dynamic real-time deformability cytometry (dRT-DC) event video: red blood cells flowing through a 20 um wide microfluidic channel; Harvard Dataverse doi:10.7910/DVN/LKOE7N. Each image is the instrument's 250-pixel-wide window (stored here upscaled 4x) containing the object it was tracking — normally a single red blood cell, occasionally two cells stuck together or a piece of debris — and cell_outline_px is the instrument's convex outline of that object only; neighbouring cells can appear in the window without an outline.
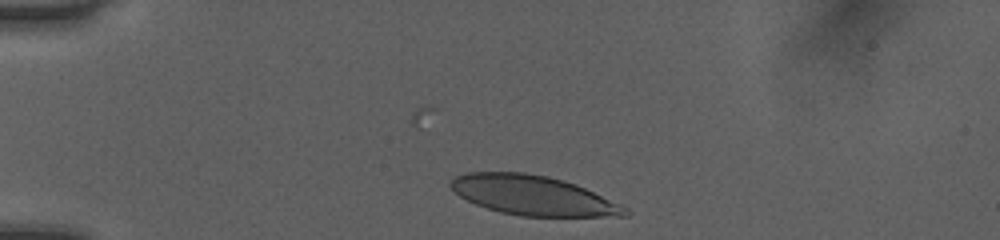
{"species": "human", "species_latin": "Homo sapiens", "temperature_condition": "room temperature", "stored_images_in_passage": 38, "camera_frame_rate_fps": 3000, "um_per_image_px": 0.085, "donor": {"sex": "female"}, "frame": {"image": 1, "passage_image": 1, "time_ms": 0.0, "image_size_px": [1000, 240], "cell_outline_px": [[632, 212], [628, 216], [520, 216], [500, 212], [476, 204], [460, 196], [448, 184], [456, 176], [468, 172], [524, 172], [548, 176], [576, 184], [620, 204], [628, 208]], "centroid_in_image_um": [45.33, 16.61], "position_along_channel_um": 39.7, "area_um2": 40.0}}
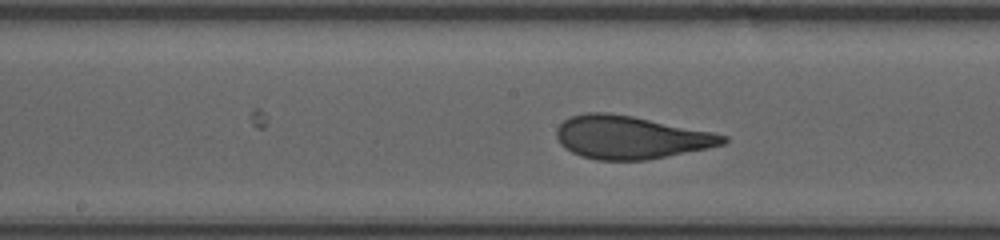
{"frame": {"image": 2, "passage_image": 16, "time_ms": 5.0, "image_size_px": [1000, 240], "cell_outline_px": [[728, 140], [724, 144], [708, 148], [644, 160], [596, 160], [580, 156], [564, 148], [560, 144], [556, 136], [556, 128], [564, 120], [572, 116], [588, 112], [608, 112], [632, 116], [712, 132], [728, 136]], "centroid_in_image_um": [53.56, 11.67], "position_along_channel_um": 194.6, "area_um2": 41.5}}
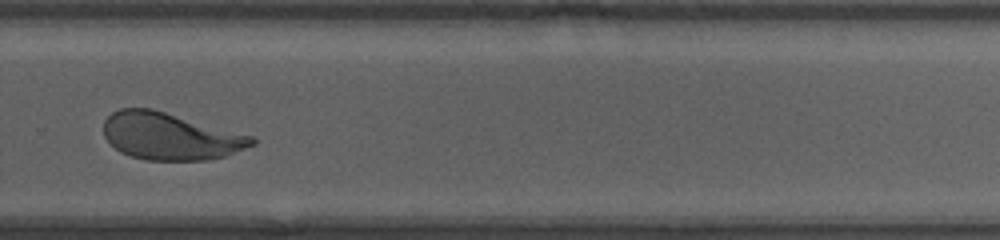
{"frame": {"image": 3, "passage_image": 25, "time_ms": 8.0, "image_size_px": [1000, 240], "cell_outline_px": [[256, 144], [224, 156], [204, 160], [144, 160], [120, 152], [104, 136], [104, 120], [112, 112], [120, 108], [152, 108], [256, 136]], "centroid_in_image_um": [14.5, 11.57], "position_along_channel_um": 315.3, "area_um2": 40.86}, "authors_computed_cell_mechanics": {"area_um2": 40.9802, "velocity_mm_per_s": 4.0416, "shape_relaxation_time_tau1_ms": 4.5177, "shape_relaxation_time_tau2_ms": null, "deformation_change_tau1": 0.1784, "deformation_change_tau2": null}}